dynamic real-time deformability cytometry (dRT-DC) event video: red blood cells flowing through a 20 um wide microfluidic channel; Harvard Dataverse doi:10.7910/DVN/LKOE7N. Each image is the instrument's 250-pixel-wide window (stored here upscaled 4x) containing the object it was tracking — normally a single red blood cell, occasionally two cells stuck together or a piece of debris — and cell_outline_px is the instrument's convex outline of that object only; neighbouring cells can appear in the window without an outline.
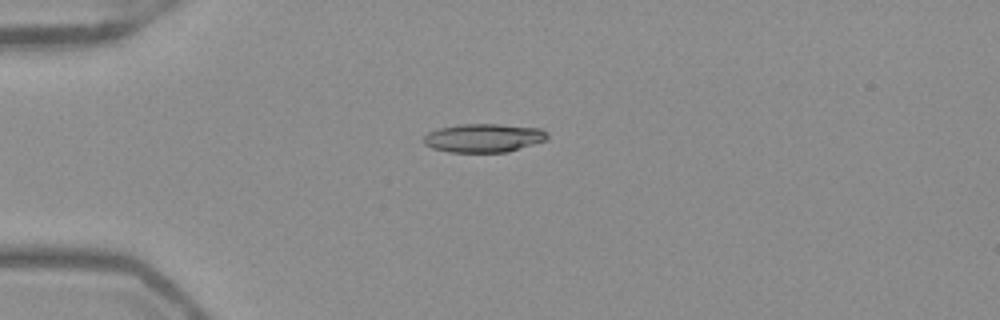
{"species": "Egyptian fruit bat (a non-hibernating species)", "species_latin": "Rousettus aegyptiacus", "temperature_condition": "warm", "stored_images_in_passage": 41, "camera_frame_rate_fps": 3000, "um_per_image_px": 0.085, "frame": {"image": 1, "passage_image": 3, "time_ms": 0.667, "image_size_px": [1000, 320], "cell_outline_px": [[548, 140], [508, 152], [448, 152], [432, 148], [424, 144], [424, 136], [428, 132], [440, 128], [460, 124], [500, 124], [540, 128], [548, 132]], "centroid_in_image_um": [41.14, 11.73], "position_along_channel_um": 43.9, "area_um2": 20.75}}
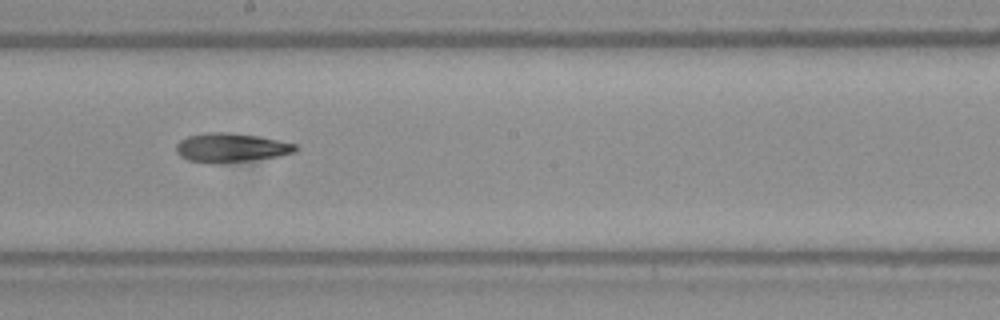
{"frame": {"image": 2, "passage_image": 19, "time_ms": 6.0, "image_size_px": [1000, 320], "cell_outline_px": [[300, 148], [296, 152], [276, 156], [248, 160], [216, 164], [212, 164], [188, 160], [180, 156], [176, 152], [176, 144], [180, 140], [188, 136], [208, 132], [228, 132], [260, 136], [296, 144]], "centroid_in_image_um": [19.62, 12.55], "position_along_channel_um": 228.6, "area_um2": 20.29}}
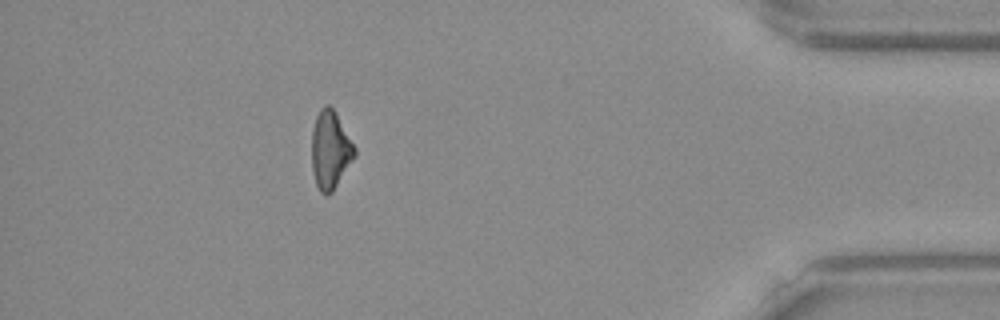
{"frame": {"image": 3, "passage_image": 36, "time_ms": 11.667, "image_size_px": [1000, 320], "cell_outline_px": [[356, 156], [332, 192], [328, 196], [324, 196], [320, 192], [316, 184], [312, 168], [312, 128], [316, 116], [320, 108], [324, 104], [328, 104], [336, 112], [356, 148]], "centroid_in_image_um": [28.08, 12.74], "position_along_channel_um": 407.1, "area_um2": 19.71}}